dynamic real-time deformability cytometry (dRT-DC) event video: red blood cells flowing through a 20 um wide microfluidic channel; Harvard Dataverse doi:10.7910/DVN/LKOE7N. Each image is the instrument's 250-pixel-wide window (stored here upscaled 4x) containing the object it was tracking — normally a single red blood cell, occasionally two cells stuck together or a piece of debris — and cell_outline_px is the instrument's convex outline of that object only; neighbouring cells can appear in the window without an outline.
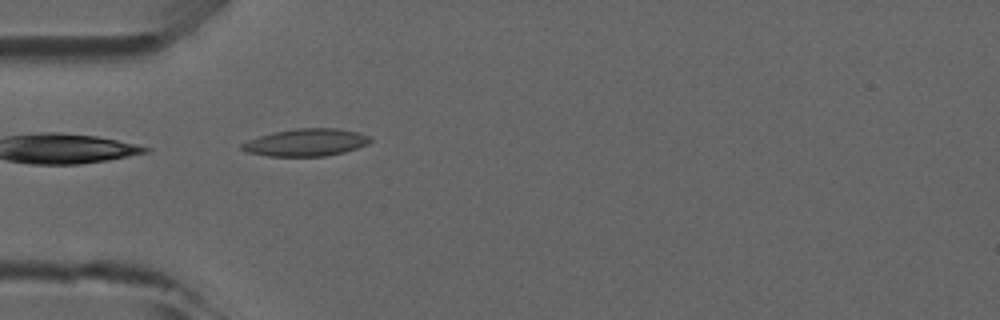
{"species": "common noctule bat (a hibernating species)", "species_latin": "Nyctalus noctula", "temperature_condition": "room temperature", "stored_images_in_passage": 35, "camera_frame_rate_fps": 3000, "um_per_image_px": 0.085, "animal": {"sex": "male", "forearm_length_mm": 52.5}, "frame": {"image": 1, "passage_image": 1, "time_ms": 0.0, "image_size_px": [1000, 320], "cell_outline_px": [[372, 140], [368, 144], [344, 152], [324, 156], [268, 156], [248, 152], [240, 148], [240, 144], [248, 140], [272, 132], [296, 128], [336, 128], [360, 132], [372, 136]], "centroid_in_image_um": [26.04, 12.1], "position_along_channel_um": 59.0, "area_um2": 20.58}}